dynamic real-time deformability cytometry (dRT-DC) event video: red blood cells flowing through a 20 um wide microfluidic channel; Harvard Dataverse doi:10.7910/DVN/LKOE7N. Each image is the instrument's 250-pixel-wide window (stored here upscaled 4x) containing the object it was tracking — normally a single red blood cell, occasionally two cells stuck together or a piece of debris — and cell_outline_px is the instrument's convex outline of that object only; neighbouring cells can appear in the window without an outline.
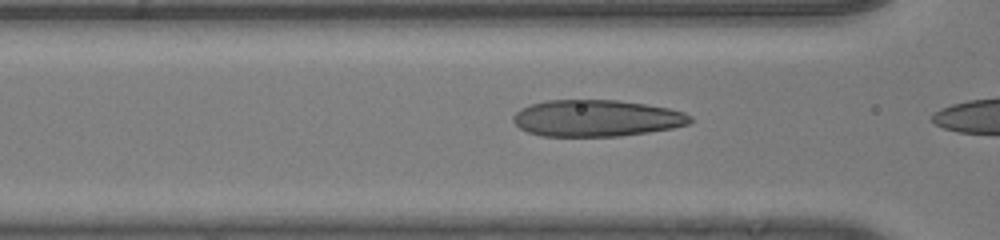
{"species": "human", "species_latin": "Homo sapiens", "temperature_condition": "room temperature", "stored_images_in_passage": 27, "camera_frame_rate_fps": 3000, "um_per_image_px": 0.085, "donor": {"sex": "male"}, "frame": {"image": 1, "passage_image": 25, "time_ms": 8.0, "image_size_px": [1000, 240], "cell_outline_px": [[692, 120], [688, 124], [672, 128], [648, 132], [620, 136], [540, 136], [528, 132], [520, 128], [512, 120], [512, 116], [520, 108], [528, 104], [544, 100], [616, 100], [644, 104], [668, 108], [684, 112], [692, 116]], "centroid_in_image_um": [50.66, 10.04], "position_along_channel_um": 115.9, "area_um2": 37.92}}